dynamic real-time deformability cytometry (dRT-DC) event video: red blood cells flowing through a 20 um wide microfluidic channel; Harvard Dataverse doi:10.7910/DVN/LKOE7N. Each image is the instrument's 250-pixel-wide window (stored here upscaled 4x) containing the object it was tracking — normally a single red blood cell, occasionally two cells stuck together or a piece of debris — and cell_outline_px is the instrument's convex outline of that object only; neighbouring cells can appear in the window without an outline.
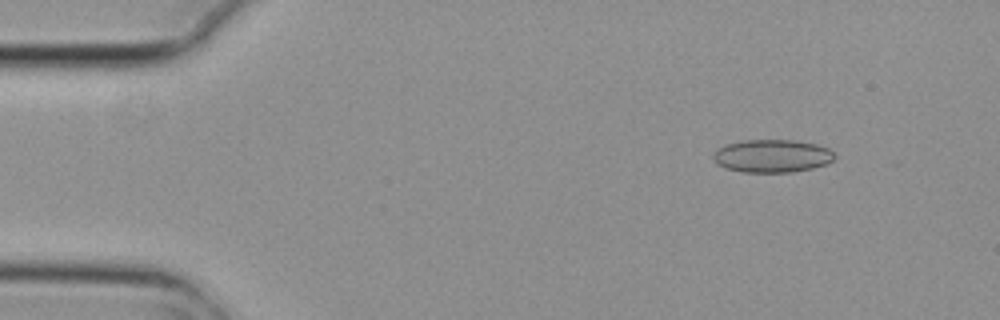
{"species": "common noctule bat (a hibernating species)", "species_latin": "Nyctalus noctula", "temperature_condition": "cold", "stored_images_in_passage": 5, "camera_frame_rate_fps": 3000, "um_per_image_px": 0.085, "animal": {"sex": "female", "body_mass_g": 29.2, "forearm_length_mm": 56.3}, "frame": {"image": 1, "passage_image": 2, "time_ms": 0.333, "image_size_px": [1000, 320], "cell_outline_px": [[836, 156], [828, 164], [812, 168], [792, 172], [744, 172], [728, 168], [716, 164], [712, 156], [720, 148], [728, 144], [744, 140], [792, 140], [816, 144], [828, 148]], "centroid_in_image_um": [65.66, 13.26], "position_along_channel_um": 19.3, "area_um2": 23.06}}
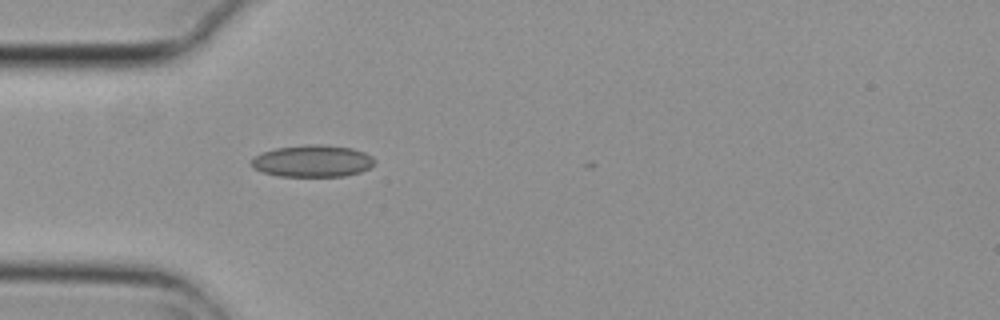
{"frame": {"image": 2, "passage_image": 5, "time_ms": 1.333, "image_size_px": [1000, 320], "cell_outline_px": [[376, 160], [368, 168], [360, 172], [344, 176], [280, 176], [264, 172], [252, 168], [252, 160], [260, 152], [276, 148], [304, 144], [324, 144], [352, 148], [364, 152], [372, 156]], "centroid_in_image_um": [26.57, 13.67], "position_along_channel_um": 58.4, "area_um2": 22.95}}